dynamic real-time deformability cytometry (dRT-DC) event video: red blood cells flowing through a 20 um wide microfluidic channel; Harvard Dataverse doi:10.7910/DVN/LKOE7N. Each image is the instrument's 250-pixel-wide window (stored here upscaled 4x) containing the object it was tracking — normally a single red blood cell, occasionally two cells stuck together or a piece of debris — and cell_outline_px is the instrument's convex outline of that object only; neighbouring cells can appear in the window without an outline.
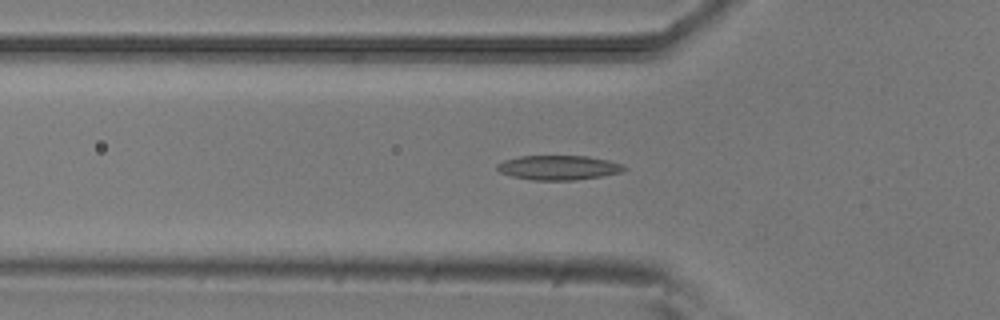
{"species": "common noctule bat (a hibernating species)", "species_latin": "Nyctalus noctula", "temperature_condition": "room temperature", "stored_images_in_passage": 51, "camera_frame_rate_fps": 3000, "um_per_image_px": 0.085, "animal": {"sex": "male", "body_mass_g": 20.5, "forearm_length_mm": 52.5}, "frame": {"image": 1, "passage_image": 17, "time_ms": 5.333, "image_size_px": [1000, 320], "cell_outline_px": [[628, 168], [620, 172], [600, 176], [572, 180], [532, 180], [512, 176], [500, 172], [496, 168], [496, 164], [504, 160], [520, 156], [588, 156], [608, 160], [620, 164]], "centroid_in_image_um": [47.44, 14.24], "position_along_channel_um": 78.4, "area_um2": 17.98}}
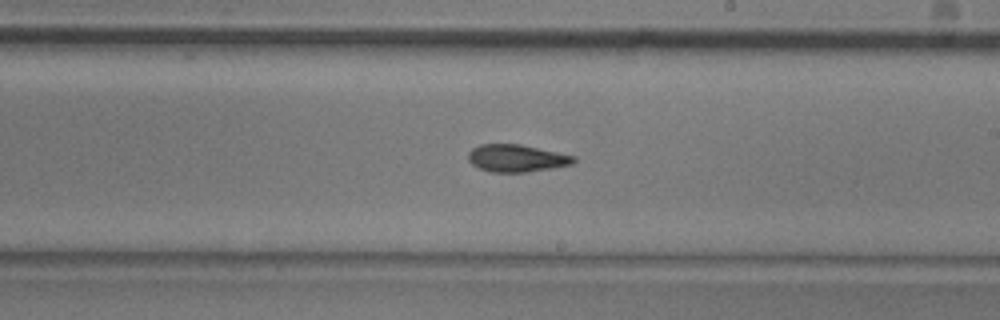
{"frame": {"image": 2, "passage_image": 30, "time_ms": 9.667, "image_size_px": [1000, 320], "cell_outline_px": [[576, 160], [572, 164], [552, 168], [528, 172], [492, 172], [480, 168], [472, 164], [468, 160], [468, 152], [472, 148], [480, 144], [520, 144], [576, 156]], "centroid_in_image_um": [43.91, 13.44], "position_along_channel_um": 245.1, "area_um2": 16.82}}
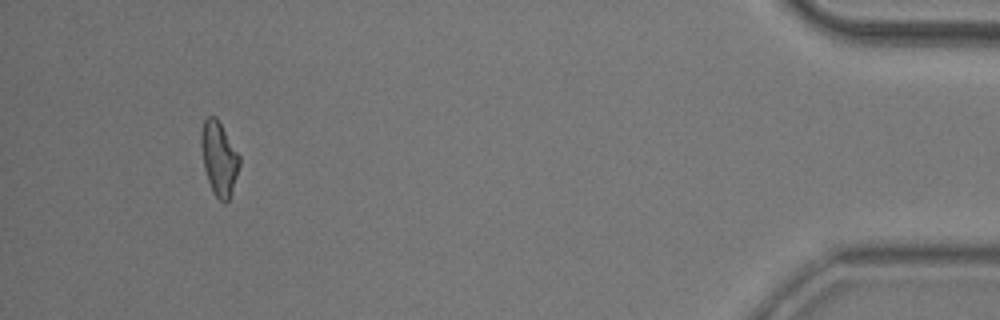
{"frame": {"image": 3, "passage_image": 49, "time_ms": 16.0, "image_size_px": [1000, 320], "cell_outline_px": [[240, 164], [228, 200], [224, 204], [212, 192], [204, 168], [200, 144], [200, 132], [204, 120], [208, 116], [216, 116], [240, 156]], "centroid_in_image_um": [18.59, 13.44], "position_along_channel_um": 416.6, "area_um2": 16.36}, "authors_computed_cell_mechanics": {"area_um2": 17.051, "velocity_mm_per_s": 3.8223, "shape_relaxation_time_tau1_ms": null, "shape_relaxation_time_tau2_ms": 3.672, "deformation_change_tau1": null, "deformation_change_tau2": 0.1065}}